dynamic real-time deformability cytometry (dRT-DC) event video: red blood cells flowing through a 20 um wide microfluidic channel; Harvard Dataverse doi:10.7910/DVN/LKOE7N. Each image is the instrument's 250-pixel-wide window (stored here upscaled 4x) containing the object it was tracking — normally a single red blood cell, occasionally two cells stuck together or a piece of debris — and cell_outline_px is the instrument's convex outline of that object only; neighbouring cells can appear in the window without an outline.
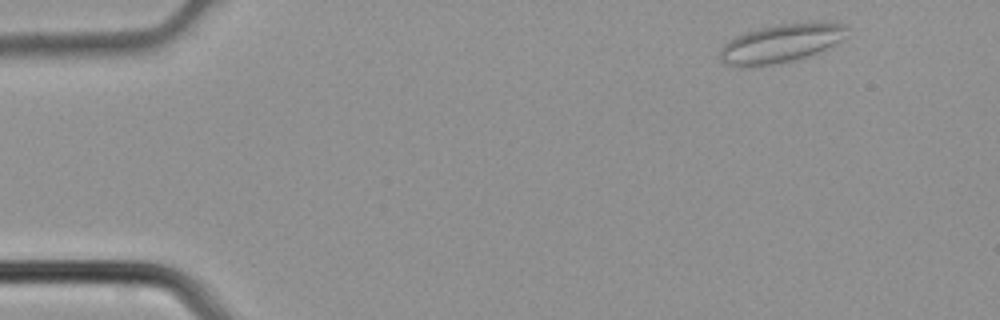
{"species": "common noctule bat (a hibernating species)", "species_latin": "Nyctalus noctula", "temperature_condition": "cold", "stored_images_in_passage": 3, "camera_frame_rate_fps": 3000, "um_per_image_px": 0.085, "animal": {"sex": "male", "body_mass_g": 21.5, "forearm_length_mm": 52.0}, "frame": {"image": 1, "passage_image": 1, "time_ms": 0.0, "image_size_px": [1000, 320], "cell_outline_px": [[848, 36], [820, 52], [792, 60], [772, 64], [748, 68], [740, 68], [724, 64], [720, 60], [720, 48], [728, 40], [736, 36], [760, 28], [780, 24], [812, 20], [844, 24]], "centroid_in_image_um": [66.37, 3.68], "position_along_channel_um": 18.6, "area_um2": 28.9}}